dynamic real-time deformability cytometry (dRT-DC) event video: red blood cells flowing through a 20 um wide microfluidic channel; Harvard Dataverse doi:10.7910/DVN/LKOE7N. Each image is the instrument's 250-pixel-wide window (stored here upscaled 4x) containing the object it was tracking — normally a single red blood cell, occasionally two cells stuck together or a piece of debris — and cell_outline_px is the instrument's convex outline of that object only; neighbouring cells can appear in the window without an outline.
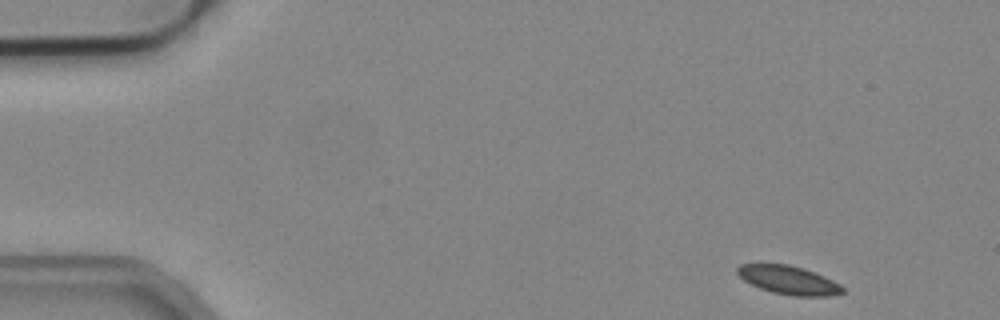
{"species": "common noctule bat (a hibernating species)", "species_latin": "Nyctalus noctula", "temperature_condition": "cold", "stored_images_in_passage": 7, "camera_frame_rate_fps": 3000, "um_per_image_px": 0.085, "animal": {"sex": "male", "body_mass_g": 19.2, "forearm_length_mm": 51.8}, "frame": {"image": 1, "passage_image": 1, "time_ms": 0.0, "image_size_px": [1000, 320], "cell_outline_px": [[844, 292], [832, 296], [792, 296], [772, 292], [760, 288], [744, 280], [736, 272], [736, 268], [740, 264], [756, 260], [760, 260], [788, 264], [804, 268], [824, 276], [840, 284], [844, 288]], "centroid_in_image_um": [66.95, 23.75], "position_along_channel_um": 18.0, "area_um2": 18.26}}